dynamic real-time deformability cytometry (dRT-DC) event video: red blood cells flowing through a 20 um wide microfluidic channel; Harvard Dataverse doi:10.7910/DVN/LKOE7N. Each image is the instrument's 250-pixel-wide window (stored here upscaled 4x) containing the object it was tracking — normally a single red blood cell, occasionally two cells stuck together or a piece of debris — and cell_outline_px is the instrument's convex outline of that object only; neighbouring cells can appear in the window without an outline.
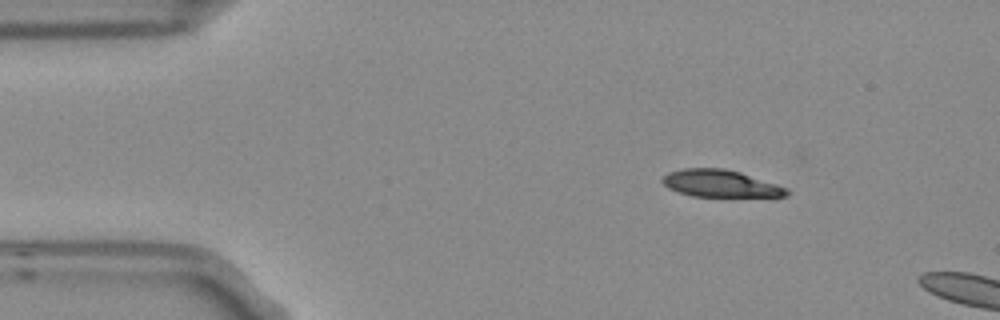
{"species": "Egyptian fruit bat (a non-hibernating species)", "species_latin": "Rousettus aegyptiacus", "temperature_condition": "room temperature", "stored_images_in_passage": 4, "camera_frame_rate_fps": 3000, "um_per_image_px": 0.085, "frame": {"image": 1, "passage_image": 1, "time_ms": 0.0, "image_size_px": [1000, 320], "cell_outline_px": [[792, 192], [788, 196], [692, 196], [668, 188], [660, 180], [668, 172], [684, 168], [724, 168], [740, 172], [788, 188]], "centroid_in_image_um": [61.24, 15.59], "position_along_channel_um": 23.8, "area_um2": 19.54}}